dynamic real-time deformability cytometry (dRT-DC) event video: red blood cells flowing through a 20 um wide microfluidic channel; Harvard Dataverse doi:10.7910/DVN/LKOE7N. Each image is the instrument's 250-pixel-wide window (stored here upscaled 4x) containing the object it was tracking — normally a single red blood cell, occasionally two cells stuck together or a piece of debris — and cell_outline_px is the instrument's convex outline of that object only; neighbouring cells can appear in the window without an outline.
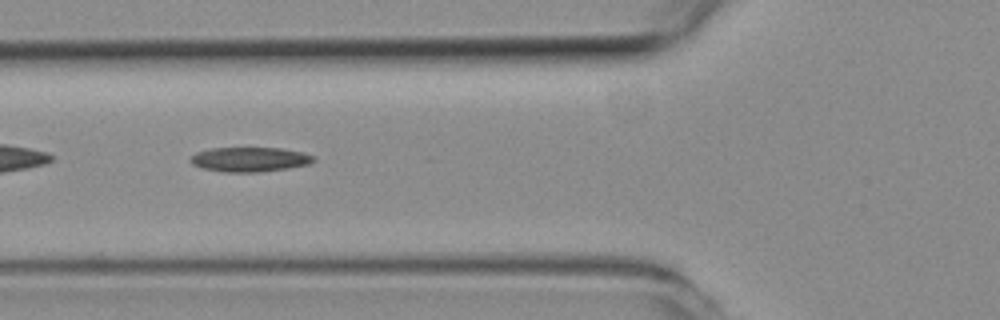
{"species": "common noctule bat (a hibernating species)", "species_latin": "Nyctalus noctula", "temperature_condition": "room temperature", "stored_images_in_passage": 45, "camera_frame_rate_fps": 3000, "um_per_image_px": 0.085, "animal": {"sex": "female", "body_mass_g": 19.3, "forearm_length_mm": 54.1}, "frame": {"image": 1, "passage_image": 13, "time_ms": 4.0, "image_size_px": [1000, 320], "cell_outline_px": [[316, 160], [308, 164], [288, 168], [260, 172], [224, 172], [200, 168], [192, 164], [188, 160], [196, 152], [212, 148], [280, 148], [300, 152], [312, 156]], "centroid_in_image_um": [21.17, 13.56], "position_along_channel_um": 104.6, "area_um2": 17.57}}
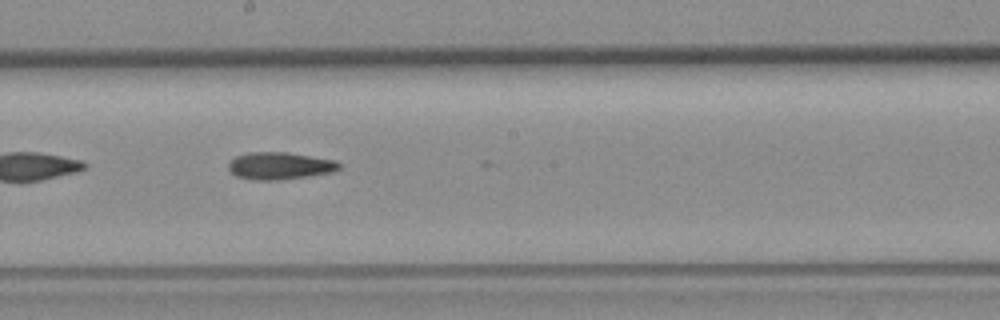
{"frame": {"image": 2, "passage_image": 22, "time_ms": 7.0, "image_size_px": [1000, 320], "cell_outline_px": [[344, 164], [340, 168], [332, 172], [308, 176], [280, 180], [256, 180], [236, 176], [228, 168], [228, 164], [236, 156], [248, 152], [288, 152], [336, 160]], "centroid_in_image_um": [23.82, 14.09], "position_along_channel_um": 224.4, "area_um2": 17.69}}
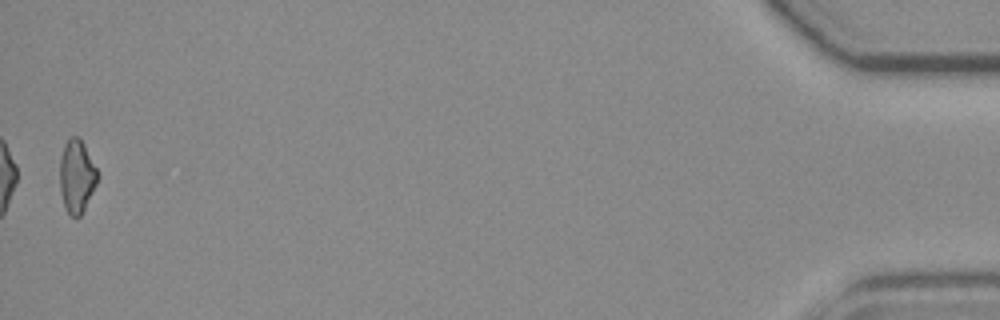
{"frame": {"image": 3, "passage_image": 45, "time_ms": 14.667, "image_size_px": [1000, 320], "cell_outline_px": [[100, 176], [80, 216], [72, 216], [64, 208], [60, 192], [60, 156], [64, 144], [72, 136], [80, 136]], "centroid_in_image_um": [6.51, 14.95], "position_along_channel_um": 428.7, "area_um2": 16.01}}